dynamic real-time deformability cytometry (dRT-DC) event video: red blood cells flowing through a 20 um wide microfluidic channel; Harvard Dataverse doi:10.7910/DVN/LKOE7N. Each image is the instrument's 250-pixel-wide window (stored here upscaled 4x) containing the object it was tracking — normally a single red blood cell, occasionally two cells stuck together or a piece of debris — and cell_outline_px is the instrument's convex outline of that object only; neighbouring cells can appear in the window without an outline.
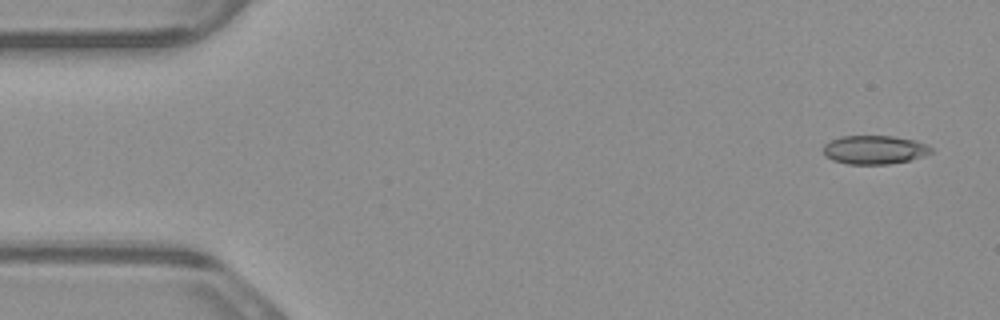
{"species": "common noctule bat (a hibernating species)", "species_latin": "Nyctalus noctula", "temperature_condition": "warm", "stored_images_in_passage": 5, "camera_frame_rate_fps": 3000, "um_per_image_px": 0.085, "animal": {"sex": "male", "body_mass_g": 23.1, "forearm_length_mm": 52.7}, "frame": {"image": 1, "passage_image": 1, "time_ms": 0.0, "image_size_px": [1000, 320], "cell_outline_px": [[932, 152], [924, 156], [908, 160], [888, 164], [848, 164], [832, 160], [824, 152], [824, 144], [840, 136], [892, 136], [916, 140], [928, 144], [932, 148]], "centroid_in_image_um": [74.36, 12.72], "position_along_channel_um": 10.6, "area_um2": 17.98}}
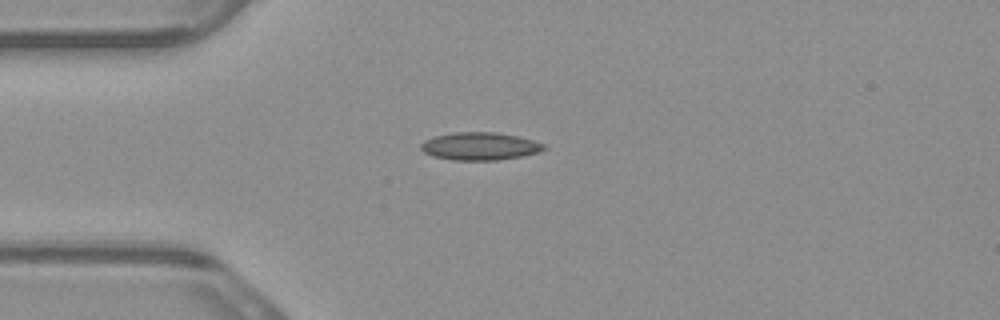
{"frame": {"image": 2, "passage_image": 4, "time_ms": 1.0, "image_size_px": [1000, 320], "cell_outline_px": [[548, 148], [540, 152], [524, 156], [496, 160], [452, 160], [432, 156], [424, 152], [420, 148], [420, 144], [424, 140], [436, 136], [452, 132], [496, 132], [516, 136], [532, 140], [544, 144]], "centroid_in_image_um": [40.79, 12.43], "position_along_channel_um": 44.2, "area_um2": 20.0}}
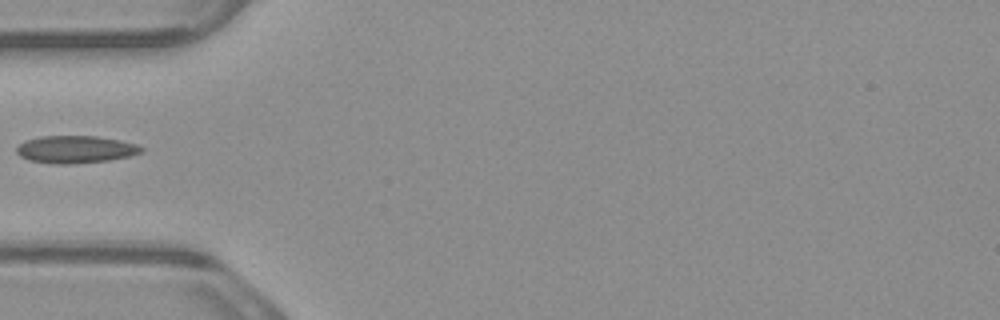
{"frame": {"image": 3, "passage_image": 5, "time_ms": 1.333, "image_size_px": [1000, 320], "cell_outline_px": [[144, 152], [128, 156], [108, 160], [72, 164], [52, 164], [28, 160], [20, 156], [16, 152], [16, 148], [20, 144], [28, 140], [40, 136], [96, 136], [120, 140], [136, 144], [144, 148]], "centroid_in_image_um": [6.42, 12.7], "position_along_channel_um": 78.6, "area_um2": 19.94}}